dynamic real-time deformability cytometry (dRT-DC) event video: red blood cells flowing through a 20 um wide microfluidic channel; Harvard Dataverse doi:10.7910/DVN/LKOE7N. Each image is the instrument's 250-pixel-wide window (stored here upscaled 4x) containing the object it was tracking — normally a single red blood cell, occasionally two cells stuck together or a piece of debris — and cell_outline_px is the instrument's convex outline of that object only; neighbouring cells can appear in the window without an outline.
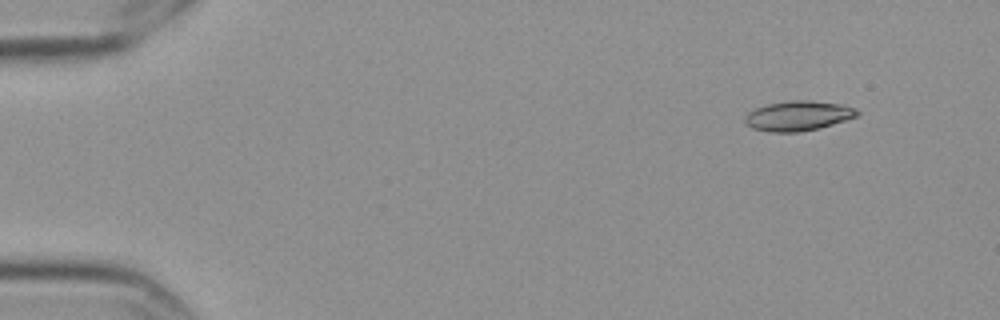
{"species": "Egyptian fruit bat (a non-hibernating species)", "species_latin": "Rousettus aegyptiacus", "temperature_condition": "cold", "stored_images_in_passage": 5, "camera_frame_rate_fps": 3000, "um_per_image_px": 0.085, "frame": {"image": 1, "passage_image": 1, "time_ms": 0.0, "image_size_px": [1000, 320], "cell_outline_px": [[860, 112], [856, 116], [820, 128], [800, 132], [768, 132], [752, 128], [744, 120], [744, 116], [748, 112], [756, 108], [768, 104], [788, 100], [808, 100], [840, 104], [856, 108]], "centroid_in_image_um": [67.82, 9.84], "position_along_channel_um": 17.2, "area_um2": 19.48}}
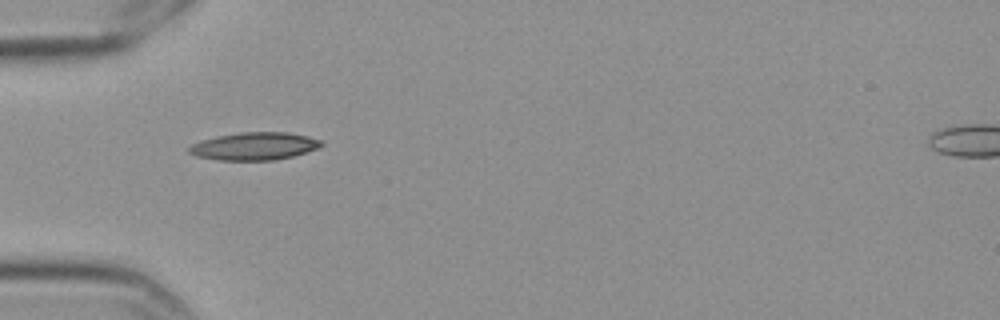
{"frame": {"image": 2, "passage_image": 4, "time_ms": 1.0, "image_size_px": [1000, 320], "cell_outline_px": [[324, 144], [320, 148], [292, 156], [276, 160], [220, 160], [196, 156], [188, 152], [188, 148], [192, 144], [200, 140], [216, 136], [240, 132], [288, 132], [308, 136], [320, 140]], "centroid_in_image_um": [21.62, 12.42], "position_along_channel_um": 63.4, "area_um2": 21.44}}
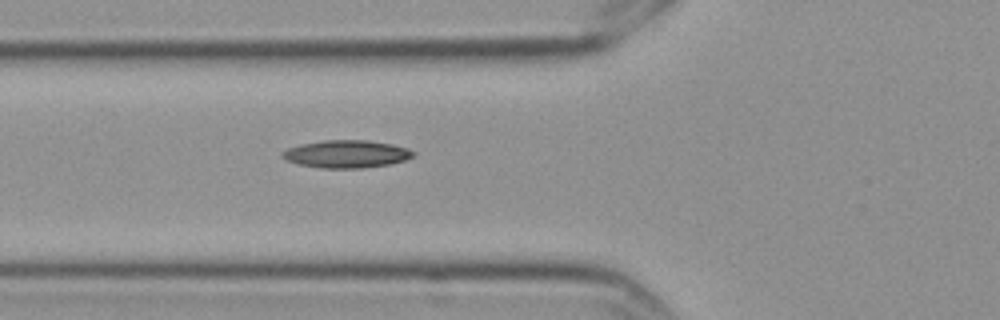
{"frame": {"image": 3, "passage_image": 5, "time_ms": 1.333, "image_size_px": [1000, 320], "cell_outline_px": [[416, 152], [412, 156], [404, 160], [388, 164], [360, 168], [320, 168], [300, 164], [284, 160], [280, 156], [280, 152], [288, 148], [300, 144], [324, 140], [368, 140], [392, 144], [408, 148]], "centroid_in_image_um": [29.4, 13.08], "position_along_channel_um": 96.4, "area_um2": 21.1}}